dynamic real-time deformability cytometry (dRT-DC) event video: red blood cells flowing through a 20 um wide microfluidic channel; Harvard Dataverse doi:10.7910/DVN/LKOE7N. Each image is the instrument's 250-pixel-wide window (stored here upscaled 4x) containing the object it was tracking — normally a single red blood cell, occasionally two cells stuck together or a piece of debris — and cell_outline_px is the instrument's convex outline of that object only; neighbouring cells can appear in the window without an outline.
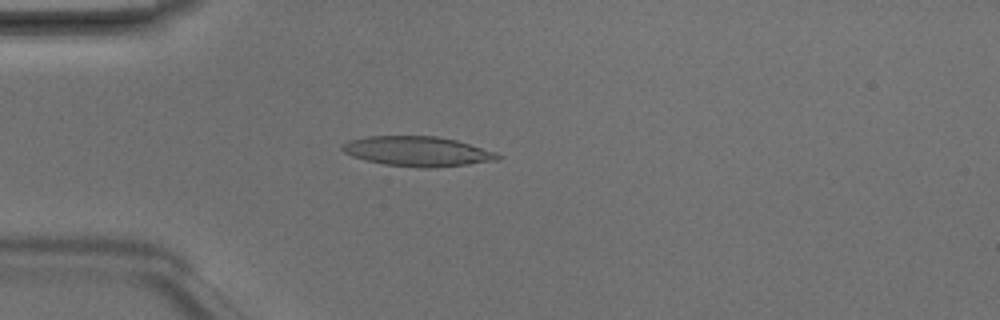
{"species": "Egyptian fruit bat (a non-hibernating species)", "species_latin": "Rousettus aegyptiacus", "temperature_condition": "room temperature", "stored_images_in_passage": 4, "camera_frame_rate_fps": 3000, "um_per_image_px": 0.085, "animal": {"sex": "male"}, "frame": {"image": 1, "passage_image": 4, "time_ms": 1.0, "image_size_px": [1000, 320], "cell_outline_px": [[504, 156], [496, 160], [468, 164], [432, 168], [424, 168], [384, 164], [364, 160], [352, 156], [344, 152], [340, 148], [340, 144], [348, 140], [368, 136], [436, 136], [456, 140], [496, 152]], "centroid_in_image_um": [35.45, 12.86], "position_along_channel_um": 49.5, "area_um2": 27.11}}